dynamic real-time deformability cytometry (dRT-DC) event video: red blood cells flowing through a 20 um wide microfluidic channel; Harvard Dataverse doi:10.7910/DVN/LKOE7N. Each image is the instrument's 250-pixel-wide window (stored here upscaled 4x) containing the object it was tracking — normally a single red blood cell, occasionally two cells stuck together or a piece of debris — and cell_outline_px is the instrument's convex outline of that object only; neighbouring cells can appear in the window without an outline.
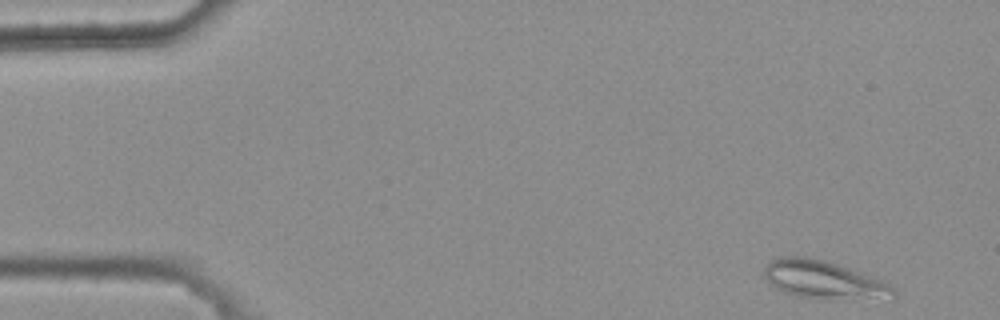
{"species": "common noctule bat (a hibernating species)", "species_latin": "Nyctalus noctula", "temperature_condition": "warm", "stored_images_in_passage": 4, "camera_frame_rate_fps": 3000, "um_per_image_px": 0.085, "animal": {"sex": "female", "body_mass_g": 25.1}, "frame": {"image": 1, "passage_image": 1, "time_ms": 0.0, "image_size_px": [1000, 320], "cell_outline_px": [[896, 300], [820, 300], [796, 296], [784, 292], [776, 288], [764, 276], [764, 268], [768, 260], [780, 256], [808, 256], [824, 260], [884, 280], [896, 288]], "centroid_in_image_um": [70.11, 23.83], "position_along_channel_um": 14.9, "area_um2": 29.82}}